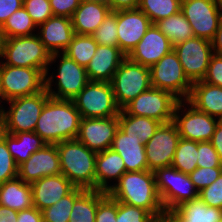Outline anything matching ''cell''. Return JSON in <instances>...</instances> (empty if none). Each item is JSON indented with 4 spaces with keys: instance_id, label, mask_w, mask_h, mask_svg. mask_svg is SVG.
<instances>
[{
    "instance_id": "cell-15",
    "label": "cell",
    "mask_w": 222,
    "mask_h": 222,
    "mask_svg": "<svg viewBox=\"0 0 222 222\" xmlns=\"http://www.w3.org/2000/svg\"><path fill=\"white\" fill-rule=\"evenodd\" d=\"M185 75L192 82L202 81L213 55L211 41L192 37L174 46Z\"/></svg>"
},
{
    "instance_id": "cell-42",
    "label": "cell",
    "mask_w": 222,
    "mask_h": 222,
    "mask_svg": "<svg viewBox=\"0 0 222 222\" xmlns=\"http://www.w3.org/2000/svg\"><path fill=\"white\" fill-rule=\"evenodd\" d=\"M18 177V165L4 140L0 141V184Z\"/></svg>"
},
{
    "instance_id": "cell-35",
    "label": "cell",
    "mask_w": 222,
    "mask_h": 222,
    "mask_svg": "<svg viewBox=\"0 0 222 222\" xmlns=\"http://www.w3.org/2000/svg\"><path fill=\"white\" fill-rule=\"evenodd\" d=\"M97 42L91 35L75 34L67 49L63 52L77 64L87 67L97 49Z\"/></svg>"
},
{
    "instance_id": "cell-27",
    "label": "cell",
    "mask_w": 222,
    "mask_h": 222,
    "mask_svg": "<svg viewBox=\"0 0 222 222\" xmlns=\"http://www.w3.org/2000/svg\"><path fill=\"white\" fill-rule=\"evenodd\" d=\"M126 172V167L120 154L109 148L97 153L95 164L96 190L107 192L111 189L108 180L119 181Z\"/></svg>"
},
{
    "instance_id": "cell-18",
    "label": "cell",
    "mask_w": 222,
    "mask_h": 222,
    "mask_svg": "<svg viewBox=\"0 0 222 222\" xmlns=\"http://www.w3.org/2000/svg\"><path fill=\"white\" fill-rule=\"evenodd\" d=\"M153 23L139 8L117 11L118 47L128 56Z\"/></svg>"
},
{
    "instance_id": "cell-32",
    "label": "cell",
    "mask_w": 222,
    "mask_h": 222,
    "mask_svg": "<svg viewBox=\"0 0 222 222\" xmlns=\"http://www.w3.org/2000/svg\"><path fill=\"white\" fill-rule=\"evenodd\" d=\"M106 194L99 190H84L74 200L69 222H95L98 202Z\"/></svg>"
},
{
    "instance_id": "cell-45",
    "label": "cell",
    "mask_w": 222,
    "mask_h": 222,
    "mask_svg": "<svg viewBox=\"0 0 222 222\" xmlns=\"http://www.w3.org/2000/svg\"><path fill=\"white\" fill-rule=\"evenodd\" d=\"M199 198L209 207L222 209V173L210 186L199 192Z\"/></svg>"
},
{
    "instance_id": "cell-25",
    "label": "cell",
    "mask_w": 222,
    "mask_h": 222,
    "mask_svg": "<svg viewBox=\"0 0 222 222\" xmlns=\"http://www.w3.org/2000/svg\"><path fill=\"white\" fill-rule=\"evenodd\" d=\"M111 149L122 157L126 172L148 170L145 145L138 137L127 135L118 128Z\"/></svg>"
},
{
    "instance_id": "cell-55",
    "label": "cell",
    "mask_w": 222,
    "mask_h": 222,
    "mask_svg": "<svg viewBox=\"0 0 222 222\" xmlns=\"http://www.w3.org/2000/svg\"><path fill=\"white\" fill-rule=\"evenodd\" d=\"M0 106V141L4 140L5 135L7 134V126H6V116L4 113V108Z\"/></svg>"
},
{
    "instance_id": "cell-17",
    "label": "cell",
    "mask_w": 222,
    "mask_h": 222,
    "mask_svg": "<svg viewBox=\"0 0 222 222\" xmlns=\"http://www.w3.org/2000/svg\"><path fill=\"white\" fill-rule=\"evenodd\" d=\"M118 128V116L81 118L76 139L90 150L99 153L111 148Z\"/></svg>"
},
{
    "instance_id": "cell-36",
    "label": "cell",
    "mask_w": 222,
    "mask_h": 222,
    "mask_svg": "<svg viewBox=\"0 0 222 222\" xmlns=\"http://www.w3.org/2000/svg\"><path fill=\"white\" fill-rule=\"evenodd\" d=\"M4 38L30 36L35 34L33 31L38 26L34 23L31 16L22 6L10 15L4 25L1 27Z\"/></svg>"
},
{
    "instance_id": "cell-43",
    "label": "cell",
    "mask_w": 222,
    "mask_h": 222,
    "mask_svg": "<svg viewBox=\"0 0 222 222\" xmlns=\"http://www.w3.org/2000/svg\"><path fill=\"white\" fill-rule=\"evenodd\" d=\"M198 167L213 168L222 167V162L210 141L198 142Z\"/></svg>"
},
{
    "instance_id": "cell-24",
    "label": "cell",
    "mask_w": 222,
    "mask_h": 222,
    "mask_svg": "<svg viewBox=\"0 0 222 222\" xmlns=\"http://www.w3.org/2000/svg\"><path fill=\"white\" fill-rule=\"evenodd\" d=\"M110 11V6L106 1L82 0L71 17L75 34H93Z\"/></svg>"
},
{
    "instance_id": "cell-28",
    "label": "cell",
    "mask_w": 222,
    "mask_h": 222,
    "mask_svg": "<svg viewBox=\"0 0 222 222\" xmlns=\"http://www.w3.org/2000/svg\"><path fill=\"white\" fill-rule=\"evenodd\" d=\"M0 205L16 211L33 207L31 184L19 177L0 184Z\"/></svg>"
},
{
    "instance_id": "cell-5",
    "label": "cell",
    "mask_w": 222,
    "mask_h": 222,
    "mask_svg": "<svg viewBox=\"0 0 222 222\" xmlns=\"http://www.w3.org/2000/svg\"><path fill=\"white\" fill-rule=\"evenodd\" d=\"M156 189L166 212H172L182 203L199 197L189 175L172 166L154 171Z\"/></svg>"
},
{
    "instance_id": "cell-58",
    "label": "cell",
    "mask_w": 222,
    "mask_h": 222,
    "mask_svg": "<svg viewBox=\"0 0 222 222\" xmlns=\"http://www.w3.org/2000/svg\"><path fill=\"white\" fill-rule=\"evenodd\" d=\"M217 5L219 6L220 10L222 11V0H215Z\"/></svg>"
},
{
    "instance_id": "cell-44",
    "label": "cell",
    "mask_w": 222,
    "mask_h": 222,
    "mask_svg": "<svg viewBox=\"0 0 222 222\" xmlns=\"http://www.w3.org/2000/svg\"><path fill=\"white\" fill-rule=\"evenodd\" d=\"M221 173L222 167H197L189 176L195 188L200 192L203 188L210 186L211 183L216 181Z\"/></svg>"
},
{
    "instance_id": "cell-6",
    "label": "cell",
    "mask_w": 222,
    "mask_h": 222,
    "mask_svg": "<svg viewBox=\"0 0 222 222\" xmlns=\"http://www.w3.org/2000/svg\"><path fill=\"white\" fill-rule=\"evenodd\" d=\"M116 104L123 109L151 87L150 67L133 62L126 57L111 80Z\"/></svg>"
},
{
    "instance_id": "cell-16",
    "label": "cell",
    "mask_w": 222,
    "mask_h": 222,
    "mask_svg": "<svg viewBox=\"0 0 222 222\" xmlns=\"http://www.w3.org/2000/svg\"><path fill=\"white\" fill-rule=\"evenodd\" d=\"M180 135L172 121L161 124L155 134L145 144V153L149 171L172 165Z\"/></svg>"
},
{
    "instance_id": "cell-53",
    "label": "cell",
    "mask_w": 222,
    "mask_h": 222,
    "mask_svg": "<svg viewBox=\"0 0 222 222\" xmlns=\"http://www.w3.org/2000/svg\"><path fill=\"white\" fill-rule=\"evenodd\" d=\"M211 45L213 49V54L222 56V18L215 33L214 38L211 40Z\"/></svg>"
},
{
    "instance_id": "cell-39",
    "label": "cell",
    "mask_w": 222,
    "mask_h": 222,
    "mask_svg": "<svg viewBox=\"0 0 222 222\" xmlns=\"http://www.w3.org/2000/svg\"><path fill=\"white\" fill-rule=\"evenodd\" d=\"M91 36L98 45L118 47L117 11H110Z\"/></svg>"
},
{
    "instance_id": "cell-23",
    "label": "cell",
    "mask_w": 222,
    "mask_h": 222,
    "mask_svg": "<svg viewBox=\"0 0 222 222\" xmlns=\"http://www.w3.org/2000/svg\"><path fill=\"white\" fill-rule=\"evenodd\" d=\"M127 56L119 47L98 45L87 67L90 81L111 82L114 73Z\"/></svg>"
},
{
    "instance_id": "cell-30",
    "label": "cell",
    "mask_w": 222,
    "mask_h": 222,
    "mask_svg": "<svg viewBox=\"0 0 222 222\" xmlns=\"http://www.w3.org/2000/svg\"><path fill=\"white\" fill-rule=\"evenodd\" d=\"M179 222H221L222 209L209 207L197 197L170 212Z\"/></svg>"
},
{
    "instance_id": "cell-20",
    "label": "cell",
    "mask_w": 222,
    "mask_h": 222,
    "mask_svg": "<svg viewBox=\"0 0 222 222\" xmlns=\"http://www.w3.org/2000/svg\"><path fill=\"white\" fill-rule=\"evenodd\" d=\"M173 48L170 40L152 24L127 57L133 62L151 67Z\"/></svg>"
},
{
    "instance_id": "cell-31",
    "label": "cell",
    "mask_w": 222,
    "mask_h": 222,
    "mask_svg": "<svg viewBox=\"0 0 222 222\" xmlns=\"http://www.w3.org/2000/svg\"><path fill=\"white\" fill-rule=\"evenodd\" d=\"M119 128L127 135L138 137L144 145L155 134L156 130L162 124L161 122L148 118L135 115H128L123 109L120 110Z\"/></svg>"
},
{
    "instance_id": "cell-46",
    "label": "cell",
    "mask_w": 222,
    "mask_h": 222,
    "mask_svg": "<svg viewBox=\"0 0 222 222\" xmlns=\"http://www.w3.org/2000/svg\"><path fill=\"white\" fill-rule=\"evenodd\" d=\"M117 200L108 193L98 202L95 222H116Z\"/></svg>"
},
{
    "instance_id": "cell-54",
    "label": "cell",
    "mask_w": 222,
    "mask_h": 222,
    "mask_svg": "<svg viewBox=\"0 0 222 222\" xmlns=\"http://www.w3.org/2000/svg\"><path fill=\"white\" fill-rule=\"evenodd\" d=\"M18 211L0 205V222H17Z\"/></svg>"
},
{
    "instance_id": "cell-19",
    "label": "cell",
    "mask_w": 222,
    "mask_h": 222,
    "mask_svg": "<svg viewBox=\"0 0 222 222\" xmlns=\"http://www.w3.org/2000/svg\"><path fill=\"white\" fill-rule=\"evenodd\" d=\"M57 174H61V168L56 144H46L18 166V177L25 183Z\"/></svg>"
},
{
    "instance_id": "cell-40",
    "label": "cell",
    "mask_w": 222,
    "mask_h": 222,
    "mask_svg": "<svg viewBox=\"0 0 222 222\" xmlns=\"http://www.w3.org/2000/svg\"><path fill=\"white\" fill-rule=\"evenodd\" d=\"M155 216L141 207L117 201L116 222H154Z\"/></svg>"
},
{
    "instance_id": "cell-8",
    "label": "cell",
    "mask_w": 222,
    "mask_h": 222,
    "mask_svg": "<svg viewBox=\"0 0 222 222\" xmlns=\"http://www.w3.org/2000/svg\"><path fill=\"white\" fill-rule=\"evenodd\" d=\"M73 102L81 118H109L121 110L110 82L89 81Z\"/></svg>"
},
{
    "instance_id": "cell-21",
    "label": "cell",
    "mask_w": 222,
    "mask_h": 222,
    "mask_svg": "<svg viewBox=\"0 0 222 222\" xmlns=\"http://www.w3.org/2000/svg\"><path fill=\"white\" fill-rule=\"evenodd\" d=\"M33 206L39 211L68 195L75 186L63 175L46 176L31 183Z\"/></svg>"
},
{
    "instance_id": "cell-1",
    "label": "cell",
    "mask_w": 222,
    "mask_h": 222,
    "mask_svg": "<svg viewBox=\"0 0 222 222\" xmlns=\"http://www.w3.org/2000/svg\"><path fill=\"white\" fill-rule=\"evenodd\" d=\"M81 116L73 100H59L50 97L40 114L35 128L47 144L76 139Z\"/></svg>"
},
{
    "instance_id": "cell-57",
    "label": "cell",
    "mask_w": 222,
    "mask_h": 222,
    "mask_svg": "<svg viewBox=\"0 0 222 222\" xmlns=\"http://www.w3.org/2000/svg\"><path fill=\"white\" fill-rule=\"evenodd\" d=\"M4 40H5V38L3 36L2 28L0 27V58L2 55V51H3Z\"/></svg>"
},
{
    "instance_id": "cell-12",
    "label": "cell",
    "mask_w": 222,
    "mask_h": 222,
    "mask_svg": "<svg viewBox=\"0 0 222 222\" xmlns=\"http://www.w3.org/2000/svg\"><path fill=\"white\" fill-rule=\"evenodd\" d=\"M49 98L50 95L44 89L33 95L8 100L10 108L8 111L4 110L7 133L34 132L41 111Z\"/></svg>"
},
{
    "instance_id": "cell-34",
    "label": "cell",
    "mask_w": 222,
    "mask_h": 222,
    "mask_svg": "<svg viewBox=\"0 0 222 222\" xmlns=\"http://www.w3.org/2000/svg\"><path fill=\"white\" fill-rule=\"evenodd\" d=\"M198 142L180 138L175 151L172 167L187 175L198 166Z\"/></svg>"
},
{
    "instance_id": "cell-3",
    "label": "cell",
    "mask_w": 222,
    "mask_h": 222,
    "mask_svg": "<svg viewBox=\"0 0 222 222\" xmlns=\"http://www.w3.org/2000/svg\"><path fill=\"white\" fill-rule=\"evenodd\" d=\"M61 174L75 187L96 190L95 164L97 153L77 139H70L56 144Z\"/></svg>"
},
{
    "instance_id": "cell-51",
    "label": "cell",
    "mask_w": 222,
    "mask_h": 222,
    "mask_svg": "<svg viewBox=\"0 0 222 222\" xmlns=\"http://www.w3.org/2000/svg\"><path fill=\"white\" fill-rule=\"evenodd\" d=\"M111 11L136 9L139 7L140 0H107Z\"/></svg>"
},
{
    "instance_id": "cell-41",
    "label": "cell",
    "mask_w": 222,
    "mask_h": 222,
    "mask_svg": "<svg viewBox=\"0 0 222 222\" xmlns=\"http://www.w3.org/2000/svg\"><path fill=\"white\" fill-rule=\"evenodd\" d=\"M23 7L37 26L53 16L50 0H23Z\"/></svg>"
},
{
    "instance_id": "cell-47",
    "label": "cell",
    "mask_w": 222,
    "mask_h": 222,
    "mask_svg": "<svg viewBox=\"0 0 222 222\" xmlns=\"http://www.w3.org/2000/svg\"><path fill=\"white\" fill-rule=\"evenodd\" d=\"M202 81L222 87V56L215 54L211 56L209 66Z\"/></svg>"
},
{
    "instance_id": "cell-22",
    "label": "cell",
    "mask_w": 222,
    "mask_h": 222,
    "mask_svg": "<svg viewBox=\"0 0 222 222\" xmlns=\"http://www.w3.org/2000/svg\"><path fill=\"white\" fill-rule=\"evenodd\" d=\"M38 27V36L50 54L63 53L75 35L71 18L67 17L52 16Z\"/></svg>"
},
{
    "instance_id": "cell-10",
    "label": "cell",
    "mask_w": 222,
    "mask_h": 222,
    "mask_svg": "<svg viewBox=\"0 0 222 222\" xmlns=\"http://www.w3.org/2000/svg\"><path fill=\"white\" fill-rule=\"evenodd\" d=\"M45 89V74L37 68L15 67L0 62L1 100L28 96Z\"/></svg>"
},
{
    "instance_id": "cell-26",
    "label": "cell",
    "mask_w": 222,
    "mask_h": 222,
    "mask_svg": "<svg viewBox=\"0 0 222 222\" xmlns=\"http://www.w3.org/2000/svg\"><path fill=\"white\" fill-rule=\"evenodd\" d=\"M187 105L222 120V87L203 81L194 82Z\"/></svg>"
},
{
    "instance_id": "cell-38",
    "label": "cell",
    "mask_w": 222,
    "mask_h": 222,
    "mask_svg": "<svg viewBox=\"0 0 222 222\" xmlns=\"http://www.w3.org/2000/svg\"><path fill=\"white\" fill-rule=\"evenodd\" d=\"M85 189L75 187L68 195L58 202L42 210L43 222H69L74 200Z\"/></svg>"
},
{
    "instance_id": "cell-52",
    "label": "cell",
    "mask_w": 222,
    "mask_h": 222,
    "mask_svg": "<svg viewBox=\"0 0 222 222\" xmlns=\"http://www.w3.org/2000/svg\"><path fill=\"white\" fill-rule=\"evenodd\" d=\"M222 162V120L218 121L215 132L210 140Z\"/></svg>"
},
{
    "instance_id": "cell-14",
    "label": "cell",
    "mask_w": 222,
    "mask_h": 222,
    "mask_svg": "<svg viewBox=\"0 0 222 222\" xmlns=\"http://www.w3.org/2000/svg\"><path fill=\"white\" fill-rule=\"evenodd\" d=\"M186 103L187 101L184 100L179 101L174 111L173 122L177 126L180 138L195 142L210 141L219 119L216 120L215 117L197 110L191 104L186 110L184 106ZM182 107H184L185 114L181 110ZM179 112H182L183 115Z\"/></svg>"
},
{
    "instance_id": "cell-37",
    "label": "cell",
    "mask_w": 222,
    "mask_h": 222,
    "mask_svg": "<svg viewBox=\"0 0 222 222\" xmlns=\"http://www.w3.org/2000/svg\"><path fill=\"white\" fill-rule=\"evenodd\" d=\"M138 8L153 24H156L162 19L177 14L181 9V0H140Z\"/></svg>"
},
{
    "instance_id": "cell-4",
    "label": "cell",
    "mask_w": 222,
    "mask_h": 222,
    "mask_svg": "<svg viewBox=\"0 0 222 222\" xmlns=\"http://www.w3.org/2000/svg\"><path fill=\"white\" fill-rule=\"evenodd\" d=\"M1 57L5 65L37 68L45 75L49 70L50 52L44 47L38 34L6 38Z\"/></svg>"
},
{
    "instance_id": "cell-56",
    "label": "cell",
    "mask_w": 222,
    "mask_h": 222,
    "mask_svg": "<svg viewBox=\"0 0 222 222\" xmlns=\"http://www.w3.org/2000/svg\"><path fill=\"white\" fill-rule=\"evenodd\" d=\"M154 222H179L170 212L155 217Z\"/></svg>"
},
{
    "instance_id": "cell-13",
    "label": "cell",
    "mask_w": 222,
    "mask_h": 222,
    "mask_svg": "<svg viewBox=\"0 0 222 222\" xmlns=\"http://www.w3.org/2000/svg\"><path fill=\"white\" fill-rule=\"evenodd\" d=\"M180 11L190 23L195 37L210 41L214 38L222 18L215 0H181Z\"/></svg>"
},
{
    "instance_id": "cell-11",
    "label": "cell",
    "mask_w": 222,
    "mask_h": 222,
    "mask_svg": "<svg viewBox=\"0 0 222 222\" xmlns=\"http://www.w3.org/2000/svg\"><path fill=\"white\" fill-rule=\"evenodd\" d=\"M179 101L172 93L151 86L129 102L123 110L128 115L148 117L165 124L173 121Z\"/></svg>"
},
{
    "instance_id": "cell-7",
    "label": "cell",
    "mask_w": 222,
    "mask_h": 222,
    "mask_svg": "<svg viewBox=\"0 0 222 222\" xmlns=\"http://www.w3.org/2000/svg\"><path fill=\"white\" fill-rule=\"evenodd\" d=\"M58 57H61L59 67L57 68L58 75L55 77L57 78L56 88L58 91H53L51 86L54 77L52 75L49 76L48 73L45 75V89L50 97L54 99L73 100L90 81L87 71L85 67L80 66L64 53L51 54L49 64L55 63Z\"/></svg>"
},
{
    "instance_id": "cell-33",
    "label": "cell",
    "mask_w": 222,
    "mask_h": 222,
    "mask_svg": "<svg viewBox=\"0 0 222 222\" xmlns=\"http://www.w3.org/2000/svg\"><path fill=\"white\" fill-rule=\"evenodd\" d=\"M174 46L194 37L192 27L181 11L155 24Z\"/></svg>"
},
{
    "instance_id": "cell-50",
    "label": "cell",
    "mask_w": 222,
    "mask_h": 222,
    "mask_svg": "<svg viewBox=\"0 0 222 222\" xmlns=\"http://www.w3.org/2000/svg\"><path fill=\"white\" fill-rule=\"evenodd\" d=\"M17 222H43L42 211L34 206L18 211Z\"/></svg>"
},
{
    "instance_id": "cell-2",
    "label": "cell",
    "mask_w": 222,
    "mask_h": 222,
    "mask_svg": "<svg viewBox=\"0 0 222 222\" xmlns=\"http://www.w3.org/2000/svg\"><path fill=\"white\" fill-rule=\"evenodd\" d=\"M108 194L119 202L144 208L155 217L166 212L156 189L153 171L125 172L118 182L111 185Z\"/></svg>"
},
{
    "instance_id": "cell-49",
    "label": "cell",
    "mask_w": 222,
    "mask_h": 222,
    "mask_svg": "<svg viewBox=\"0 0 222 222\" xmlns=\"http://www.w3.org/2000/svg\"><path fill=\"white\" fill-rule=\"evenodd\" d=\"M23 6V0H0V27L12 13Z\"/></svg>"
},
{
    "instance_id": "cell-9",
    "label": "cell",
    "mask_w": 222,
    "mask_h": 222,
    "mask_svg": "<svg viewBox=\"0 0 222 222\" xmlns=\"http://www.w3.org/2000/svg\"><path fill=\"white\" fill-rule=\"evenodd\" d=\"M151 86L187 101L193 83L185 75L177 53L172 50L150 67Z\"/></svg>"
},
{
    "instance_id": "cell-29",
    "label": "cell",
    "mask_w": 222,
    "mask_h": 222,
    "mask_svg": "<svg viewBox=\"0 0 222 222\" xmlns=\"http://www.w3.org/2000/svg\"><path fill=\"white\" fill-rule=\"evenodd\" d=\"M4 141L16 164L19 166L47 143L35 132L7 133Z\"/></svg>"
},
{
    "instance_id": "cell-48",
    "label": "cell",
    "mask_w": 222,
    "mask_h": 222,
    "mask_svg": "<svg viewBox=\"0 0 222 222\" xmlns=\"http://www.w3.org/2000/svg\"><path fill=\"white\" fill-rule=\"evenodd\" d=\"M82 0H50L53 16L71 18Z\"/></svg>"
}]
</instances>
